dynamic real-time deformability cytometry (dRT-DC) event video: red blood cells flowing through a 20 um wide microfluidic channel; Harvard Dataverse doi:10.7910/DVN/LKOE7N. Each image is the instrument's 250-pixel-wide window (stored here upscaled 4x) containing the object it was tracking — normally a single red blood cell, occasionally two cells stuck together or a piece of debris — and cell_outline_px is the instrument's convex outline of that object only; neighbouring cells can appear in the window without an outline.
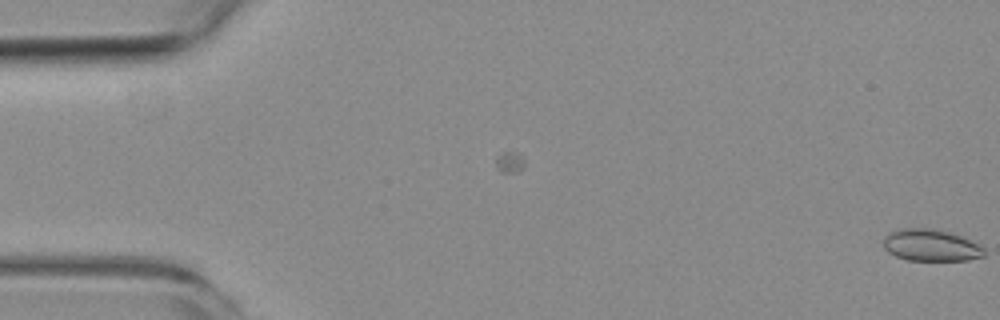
{"species": "common noctule bat (a hibernating species)", "species_latin": "Nyctalus noctula", "temperature_condition": "room temperature", "stored_images_in_passage": 2, "camera_frame_rate_fps": 3000, "um_per_image_px": 0.085, "animal": {"sex": "female", "body_mass_g": 19.3, "forearm_length_mm": 54.1}, "frame": {"image": 1, "passage_image": 2, "time_ms": 1.0, "image_size_px": [1000, 320], "cell_outline_px": [[984, 256], [968, 260], [908, 260], [896, 256], [888, 252], [884, 248], [884, 236], [888, 232], [900, 228], [928, 228], [948, 232], [960, 236], [984, 248]], "centroid_in_image_um": [79.07, 20.85], "position_along_channel_um": 5.9, "area_um2": 18.5}}